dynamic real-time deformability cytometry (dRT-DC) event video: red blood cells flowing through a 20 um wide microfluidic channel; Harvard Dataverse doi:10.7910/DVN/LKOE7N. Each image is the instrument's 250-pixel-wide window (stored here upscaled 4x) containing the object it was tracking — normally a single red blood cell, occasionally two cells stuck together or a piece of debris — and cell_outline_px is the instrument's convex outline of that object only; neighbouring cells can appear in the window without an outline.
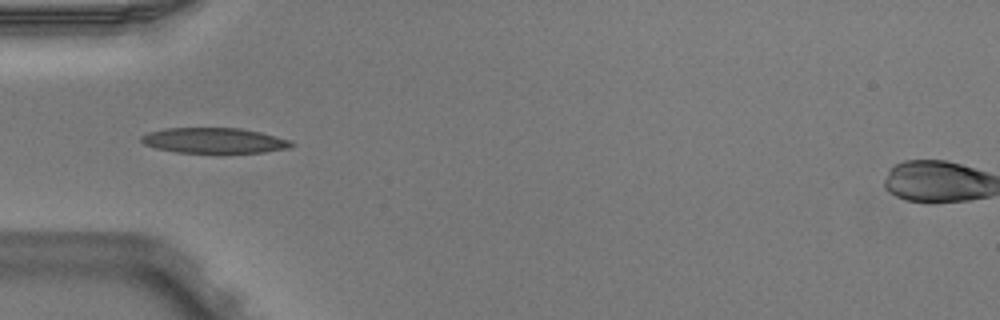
{"species": "Egyptian fruit bat (a non-hibernating species)", "species_latin": "Rousettus aegyptiacus", "temperature_condition": "warm", "stored_images_in_passage": 2, "camera_frame_rate_fps": 3000, "um_per_image_px": 0.085, "animal": {"sex": "male"}, "frame": {"image": 1, "passage_image": 2, "time_ms": 0.333, "image_size_px": [1000, 320], "cell_outline_px": [[296, 144], [292, 148], [264, 152], [176, 152], [156, 148], [144, 144], [140, 140], [140, 136], [148, 132], [164, 128], [240, 128], [260, 132], [292, 140]], "centroid_in_image_um": [18.23, 11.94], "position_along_channel_um": 66.8, "area_um2": 22.25}}